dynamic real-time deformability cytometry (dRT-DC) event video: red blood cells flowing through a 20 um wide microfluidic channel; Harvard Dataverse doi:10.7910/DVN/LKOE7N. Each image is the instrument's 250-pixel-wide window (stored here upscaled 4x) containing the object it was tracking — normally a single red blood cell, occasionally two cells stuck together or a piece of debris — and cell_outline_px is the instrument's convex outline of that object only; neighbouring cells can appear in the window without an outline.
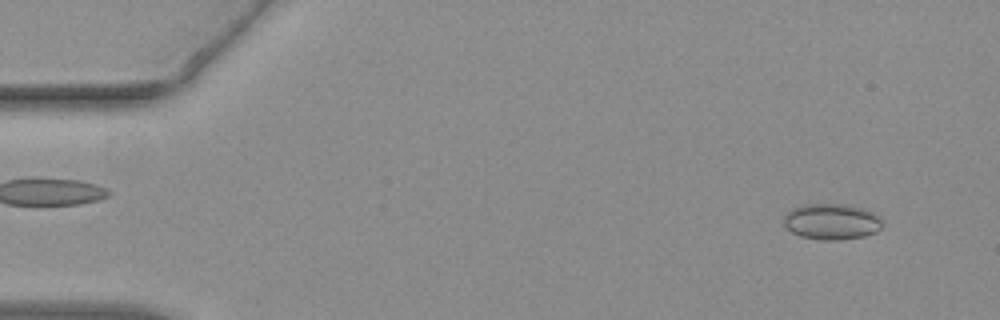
{"species": "common noctule bat (a hibernating species)", "species_latin": "Nyctalus noctula", "temperature_condition": "warm", "stored_images_in_passage": 54, "camera_frame_rate_fps": 3000, "um_per_image_px": 0.085, "animal": {"sex": "female", "body_mass_g": 19.3, "forearm_length_mm": 54.1}, "frame": {"image": 1, "passage_image": 4, "time_ms": 1.0, "image_size_px": [1000, 320], "cell_outline_px": [[880, 228], [876, 232], [864, 236], [836, 240], [824, 240], [800, 236], [792, 232], [784, 224], [784, 216], [788, 212], [796, 208], [808, 204], [840, 204], [860, 208], [876, 216], [880, 220]], "centroid_in_image_um": [70.65, 18.85], "position_along_channel_um": 14.4, "area_um2": 19.94}}
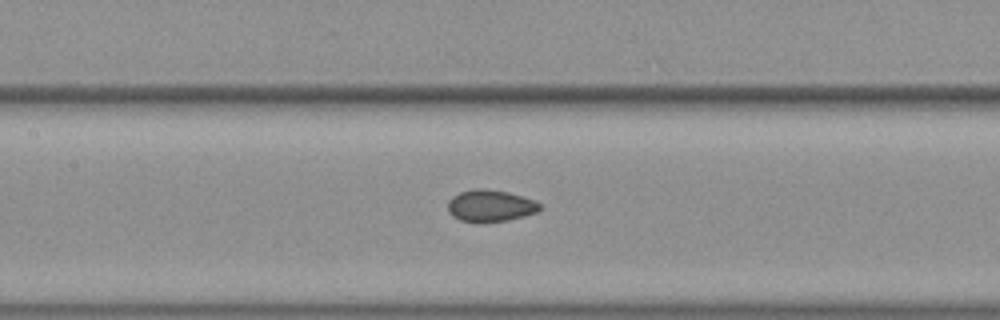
{"frame": {"image": 2, "passage_image": 25, "time_ms": 8.0, "image_size_px": [1000, 320], "cell_outline_px": [[540, 208], [536, 212], [524, 216], [508, 220], [484, 224], [476, 224], [460, 220], [452, 216], [448, 212], [448, 200], [452, 196], [460, 192], [476, 188], [484, 188], [508, 192], [524, 196], [536, 200], [540, 204]], "centroid_in_image_um": [41.65, 17.51], "position_along_channel_um": 165.7, "area_um2": 17.57}}
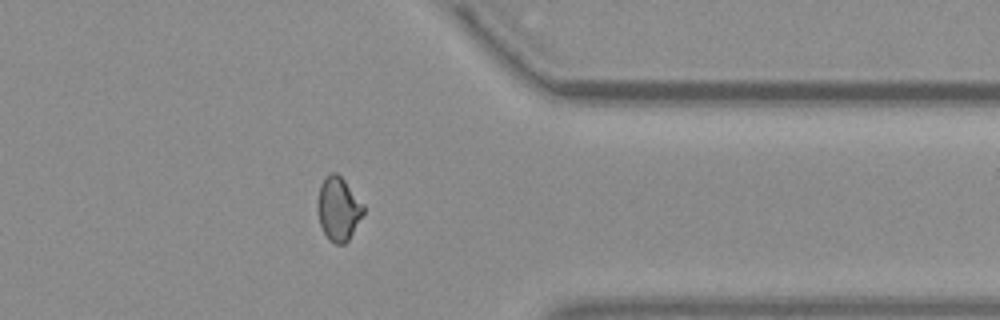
{"frame": {"image": 3, "passage_image": 43, "time_ms": 14.0, "image_size_px": [1000, 320], "cell_outline_px": [[364, 212], [348, 240], [344, 244], [336, 244], [328, 240], [320, 224], [320, 184], [332, 172], [336, 172], [344, 180], [364, 204]], "centroid_in_image_um": [28.81, 17.77], "position_along_channel_um": 382.6, "area_um2": 16.3}, "authors_computed_cell_mechanics": {"area_um2": 17.0799, "velocity_mm_per_s": 3.8044, "shape_relaxation_time_tau1_ms": 7.631, "shape_relaxation_time_tau2_ms": 1.3091, "deformation_change_tau1": 0.1009, "deformation_change_tau2": 0.0492}}